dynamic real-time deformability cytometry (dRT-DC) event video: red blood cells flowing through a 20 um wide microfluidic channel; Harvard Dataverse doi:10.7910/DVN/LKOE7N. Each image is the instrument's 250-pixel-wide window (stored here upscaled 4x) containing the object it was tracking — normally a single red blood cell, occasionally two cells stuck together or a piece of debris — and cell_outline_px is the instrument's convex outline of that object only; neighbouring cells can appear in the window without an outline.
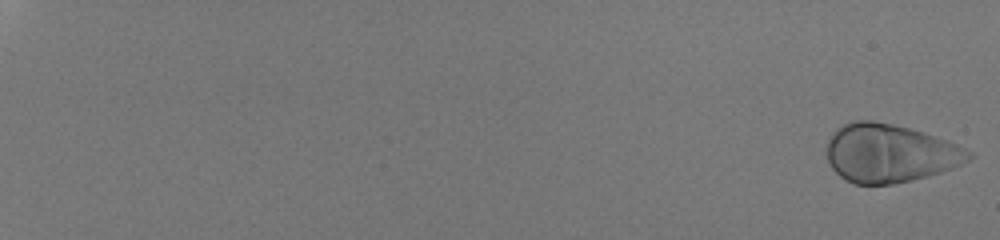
{"species": "human", "species_latin": "Homo sapiens", "temperature_condition": "room temperature", "stored_images_in_passage": 54, "camera_frame_rate_fps": 3000, "um_per_image_px": 0.085, "donor": {"sex": "male"}, "frame": {"image": 1, "passage_image": 1, "time_ms": 0.0, "image_size_px": [1000, 240], "cell_outline_px": [[972, 156], [968, 160], [952, 168], [928, 176], [912, 180], [892, 184], [856, 184], [840, 176], [832, 168], [824, 152], [828, 140], [832, 132], [836, 128], [852, 120], [872, 120], [892, 124], [924, 132], [956, 144], [972, 152]], "centroid_in_image_um": [75.58, 13.01], "position_along_channel_um": 9.4, "area_um2": 48.26}}
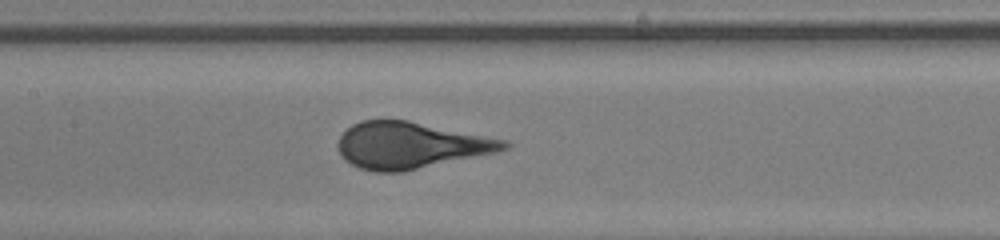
{"frame": {"image": 2, "passage_image": 32, "time_ms": 10.333, "image_size_px": [1000, 240], "cell_outline_px": [[512, 144], [508, 148], [496, 152], [400, 172], [372, 172], [360, 168], [344, 160], [336, 144], [340, 136], [352, 124], [360, 120], [408, 120], [508, 140]], "centroid_in_image_um": [34.88, 12.34], "position_along_channel_um": 172.5, "area_um2": 44.85}}
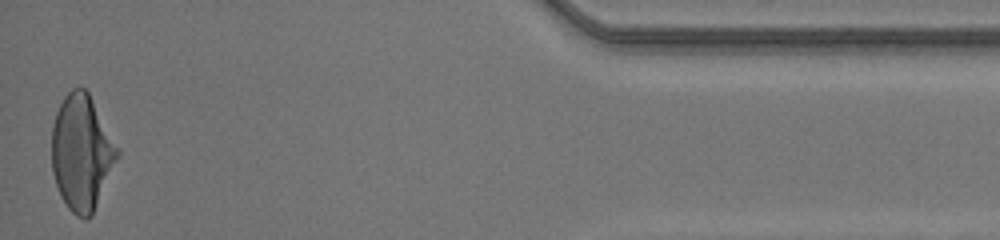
{"frame": {"image": 3, "passage_image": 54, "time_ms": 17.667, "image_size_px": [1000, 240], "cell_outline_px": [[120, 156], [92, 216], [88, 220], [84, 220], [76, 216], [68, 208], [60, 196], [52, 172], [52, 128], [56, 112], [64, 96], [72, 88], [80, 84], [88, 92], [120, 152]], "centroid_in_image_um": [6.94, 13.0], "position_along_channel_um": 428.3, "area_um2": 44.39}}